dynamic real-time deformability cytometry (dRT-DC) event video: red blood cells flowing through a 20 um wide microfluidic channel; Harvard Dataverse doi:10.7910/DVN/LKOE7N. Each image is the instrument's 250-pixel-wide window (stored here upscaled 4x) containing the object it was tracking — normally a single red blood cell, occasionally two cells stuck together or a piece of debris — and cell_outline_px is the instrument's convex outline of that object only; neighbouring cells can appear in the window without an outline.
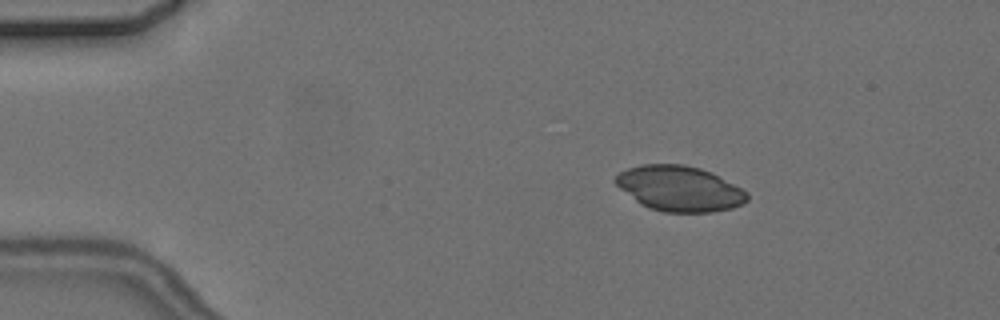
{"species": "common noctule bat (a hibernating species)", "species_latin": "Nyctalus noctula", "temperature_condition": "cold", "stored_images_in_passage": 4, "camera_frame_rate_fps": 3000, "um_per_image_px": 0.085, "animal": {"sex": "female", "body_mass_g": 24.6, "forearm_length_mm": 56.2}, "frame": {"image": 1, "passage_image": 2, "time_ms": 1.667, "image_size_px": [1000, 320], "cell_outline_px": [[748, 200], [744, 204], [732, 208], [712, 212], [664, 212], [648, 208], [640, 204], [620, 188], [612, 180], [620, 172], [628, 168], [640, 164], [684, 164], [700, 168], [712, 172], [748, 192]], "centroid_in_image_um": [57.76, 16.03], "position_along_channel_um": 27.2, "area_um2": 34.91}}